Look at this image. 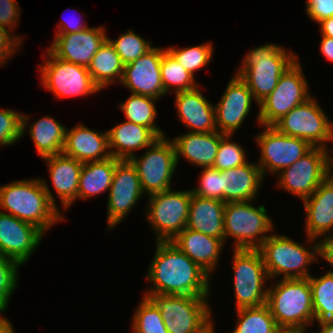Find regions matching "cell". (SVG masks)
Here are the masks:
<instances>
[{"mask_svg": "<svg viewBox=\"0 0 333 333\" xmlns=\"http://www.w3.org/2000/svg\"><path fill=\"white\" fill-rule=\"evenodd\" d=\"M156 244L146 275L153 288L145 294L209 297L210 276L171 241Z\"/></svg>", "mask_w": 333, "mask_h": 333, "instance_id": "obj_1", "label": "cell"}, {"mask_svg": "<svg viewBox=\"0 0 333 333\" xmlns=\"http://www.w3.org/2000/svg\"><path fill=\"white\" fill-rule=\"evenodd\" d=\"M0 207L8 214L35 225L45 234L55 222L65 219L46 180L41 178L0 186Z\"/></svg>", "mask_w": 333, "mask_h": 333, "instance_id": "obj_2", "label": "cell"}, {"mask_svg": "<svg viewBox=\"0 0 333 333\" xmlns=\"http://www.w3.org/2000/svg\"><path fill=\"white\" fill-rule=\"evenodd\" d=\"M267 289L266 305L281 329L306 331L307 326L313 324L312 289L308 278H282Z\"/></svg>", "mask_w": 333, "mask_h": 333, "instance_id": "obj_3", "label": "cell"}, {"mask_svg": "<svg viewBox=\"0 0 333 333\" xmlns=\"http://www.w3.org/2000/svg\"><path fill=\"white\" fill-rule=\"evenodd\" d=\"M287 51L268 43L252 49L243 58L235 74L247 84L257 104L275 89L282 74L297 60L296 54Z\"/></svg>", "mask_w": 333, "mask_h": 333, "instance_id": "obj_4", "label": "cell"}, {"mask_svg": "<svg viewBox=\"0 0 333 333\" xmlns=\"http://www.w3.org/2000/svg\"><path fill=\"white\" fill-rule=\"evenodd\" d=\"M313 244V246H312ZM269 279L284 274V279L308 278V266L321 258V242L309 248L294 242L286 235L271 234L258 248Z\"/></svg>", "mask_w": 333, "mask_h": 333, "instance_id": "obj_5", "label": "cell"}, {"mask_svg": "<svg viewBox=\"0 0 333 333\" xmlns=\"http://www.w3.org/2000/svg\"><path fill=\"white\" fill-rule=\"evenodd\" d=\"M253 201L229 202L224 208L225 242L234 238V249H258L274 229L265 206L255 207ZM266 233V234H265Z\"/></svg>", "mask_w": 333, "mask_h": 333, "instance_id": "obj_6", "label": "cell"}, {"mask_svg": "<svg viewBox=\"0 0 333 333\" xmlns=\"http://www.w3.org/2000/svg\"><path fill=\"white\" fill-rule=\"evenodd\" d=\"M160 310L169 333H200L213 320L209 297L145 294Z\"/></svg>", "mask_w": 333, "mask_h": 333, "instance_id": "obj_7", "label": "cell"}, {"mask_svg": "<svg viewBox=\"0 0 333 333\" xmlns=\"http://www.w3.org/2000/svg\"><path fill=\"white\" fill-rule=\"evenodd\" d=\"M236 310L266 304L269 280L258 249H234L233 266Z\"/></svg>", "mask_w": 333, "mask_h": 333, "instance_id": "obj_8", "label": "cell"}, {"mask_svg": "<svg viewBox=\"0 0 333 333\" xmlns=\"http://www.w3.org/2000/svg\"><path fill=\"white\" fill-rule=\"evenodd\" d=\"M191 190H172L149 196L146 219L156 232V241H172L186 228Z\"/></svg>", "mask_w": 333, "mask_h": 333, "instance_id": "obj_9", "label": "cell"}, {"mask_svg": "<svg viewBox=\"0 0 333 333\" xmlns=\"http://www.w3.org/2000/svg\"><path fill=\"white\" fill-rule=\"evenodd\" d=\"M298 59L282 74L275 89L258 105L257 121L261 126H273L294 107L311 96Z\"/></svg>", "mask_w": 333, "mask_h": 333, "instance_id": "obj_10", "label": "cell"}, {"mask_svg": "<svg viewBox=\"0 0 333 333\" xmlns=\"http://www.w3.org/2000/svg\"><path fill=\"white\" fill-rule=\"evenodd\" d=\"M328 118L311 96L278 120L273 127L282 134L307 141L312 147L328 149L326 143L333 142V123Z\"/></svg>", "mask_w": 333, "mask_h": 333, "instance_id": "obj_11", "label": "cell"}, {"mask_svg": "<svg viewBox=\"0 0 333 333\" xmlns=\"http://www.w3.org/2000/svg\"><path fill=\"white\" fill-rule=\"evenodd\" d=\"M136 167L143 192L149 196L171 189V180L177 169L173 142L166 136L159 137L141 157L130 159Z\"/></svg>", "mask_w": 333, "mask_h": 333, "instance_id": "obj_12", "label": "cell"}, {"mask_svg": "<svg viewBox=\"0 0 333 333\" xmlns=\"http://www.w3.org/2000/svg\"><path fill=\"white\" fill-rule=\"evenodd\" d=\"M44 56L46 61L39 66L41 83L56 98L94 95L101 91L87 67L55 57L48 49Z\"/></svg>", "mask_w": 333, "mask_h": 333, "instance_id": "obj_13", "label": "cell"}, {"mask_svg": "<svg viewBox=\"0 0 333 333\" xmlns=\"http://www.w3.org/2000/svg\"><path fill=\"white\" fill-rule=\"evenodd\" d=\"M264 127V131L255 137L261 150L257 165L264 177L267 170L272 174H278L290 167L312 148L301 138L282 134L273 126Z\"/></svg>", "mask_w": 333, "mask_h": 333, "instance_id": "obj_14", "label": "cell"}, {"mask_svg": "<svg viewBox=\"0 0 333 333\" xmlns=\"http://www.w3.org/2000/svg\"><path fill=\"white\" fill-rule=\"evenodd\" d=\"M326 154L327 149L312 147L279 173L278 187L305 200L326 179Z\"/></svg>", "mask_w": 333, "mask_h": 333, "instance_id": "obj_15", "label": "cell"}, {"mask_svg": "<svg viewBox=\"0 0 333 333\" xmlns=\"http://www.w3.org/2000/svg\"><path fill=\"white\" fill-rule=\"evenodd\" d=\"M144 194L136 167L130 160H120L109 189L107 225L111 230L120 223Z\"/></svg>", "mask_w": 333, "mask_h": 333, "instance_id": "obj_16", "label": "cell"}, {"mask_svg": "<svg viewBox=\"0 0 333 333\" xmlns=\"http://www.w3.org/2000/svg\"><path fill=\"white\" fill-rule=\"evenodd\" d=\"M43 236L35 225L0 211V255L25 265Z\"/></svg>", "mask_w": 333, "mask_h": 333, "instance_id": "obj_17", "label": "cell"}, {"mask_svg": "<svg viewBox=\"0 0 333 333\" xmlns=\"http://www.w3.org/2000/svg\"><path fill=\"white\" fill-rule=\"evenodd\" d=\"M253 99L247 84L235 74L218 104L214 105L217 131L232 136L249 115Z\"/></svg>", "mask_w": 333, "mask_h": 333, "instance_id": "obj_18", "label": "cell"}, {"mask_svg": "<svg viewBox=\"0 0 333 333\" xmlns=\"http://www.w3.org/2000/svg\"><path fill=\"white\" fill-rule=\"evenodd\" d=\"M165 48L153 47L146 54L124 66L121 84L131 93L145 95L159 100L165 96L161 81L160 64Z\"/></svg>", "mask_w": 333, "mask_h": 333, "instance_id": "obj_19", "label": "cell"}, {"mask_svg": "<svg viewBox=\"0 0 333 333\" xmlns=\"http://www.w3.org/2000/svg\"><path fill=\"white\" fill-rule=\"evenodd\" d=\"M103 26L89 27L77 33L56 34L48 50L58 58L88 67L92 57L108 38Z\"/></svg>", "mask_w": 333, "mask_h": 333, "instance_id": "obj_20", "label": "cell"}, {"mask_svg": "<svg viewBox=\"0 0 333 333\" xmlns=\"http://www.w3.org/2000/svg\"><path fill=\"white\" fill-rule=\"evenodd\" d=\"M62 153L82 163L106 160L112 157L108 131L99 133L82 123L70 130L67 128Z\"/></svg>", "mask_w": 333, "mask_h": 333, "instance_id": "obj_21", "label": "cell"}, {"mask_svg": "<svg viewBox=\"0 0 333 333\" xmlns=\"http://www.w3.org/2000/svg\"><path fill=\"white\" fill-rule=\"evenodd\" d=\"M175 107L178 118L192 133L217 131L215 107L201 93L199 87L175 94Z\"/></svg>", "mask_w": 333, "mask_h": 333, "instance_id": "obj_22", "label": "cell"}, {"mask_svg": "<svg viewBox=\"0 0 333 333\" xmlns=\"http://www.w3.org/2000/svg\"><path fill=\"white\" fill-rule=\"evenodd\" d=\"M303 203L308 242L319 239V236H323V240L328 238L333 228V184L325 179Z\"/></svg>", "mask_w": 333, "mask_h": 333, "instance_id": "obj_23", "label": "cell"}, {"mask_svg": "<svg viewBox=\"0 0 333 333\" xmlns=\"http://www.w3.org/2000/svg\"><path fill=\"white\" fill-rule=\"evenodd\" d=\"M221 201H255L263 181L261 168L256 163L247 162L241 166L220 171Z\"/></svg>", "mask_w": 333, "mask_h": 333, "instance_id": "obj_24", "label": "cell"}, {"mask_svg": "<svg viewBox=\"0 0 333 333\" xmlns=\"http://www.w3.org/2000/svg\"><path fill=\"white\" fill-rule=\"evenodd\" d=\"M171 242L209 276L216 268L220 251L226 244L222 239L189 228H184Z\"/></svg>", "mask_w": 333, "mask_h": 333, "instance_id": "obj_25", "label": "cell"}, {"mask_svg": "<svg viewBox=\"0 0 333 333\" xmlns=\"http://www.w3.org/2000/svg\"><path fill=\"white\" fill-rule=\"evenodd\" d=\"M224 136L218 131L211 133L189 131L173 138L171 141L175 147L177 164L182 156L193 165L203 168L213 167L220 140Z\"/></svg>", "mask_w": 333, "mask_h": 333, "instance_id": "obj_26", "label": "cell"}, {"mask_svg": "<svg viewBox=\"0 0 333 333\" xmlns=\"http://www.w3.org/2000/svg\"><path fill=\"white\" fill-rule=\"evenodd\" d=\"M159 137L147 127L129 121L108 130L109 151L119 160H130L136 150L146 149Z\"/></svg>", "mask_w": 333, "mask_h": 333, "instance_id": "obj_27", "label": "cell"}, {"mask_svg": "<svg viewBox=\"0 0 333 333\" xmlns=\"http://www.w3.org/2000/svg\"><path fill=\"white\" fill-rule=\"evenodd\" d=\"M49 169L50 179L64 209L78 199L79 176L82 162L63 153L43 158Z\"/></svg>", "mask_w": 333, "mask_h": 333, "instance_id": "obj_28", "label": "cell"}, {"mask_svg": "<svg viewBox=\"0 0 333 333\" xmlns=\"http://www.w3.org/2000/svg\"><path fill=\"white\" fill-rule=\"evenodd\" d=\"M225 202L192 194L186 228L222 239Z\"/></svg>", "mask_w": 333, "mask_h": 333, "instance_id": "obj_29", "label": "cell"}, {"mask_svg": "<svg viewBox=\"0 0 333 333\" xmlns=\"http://www.w3.org/2000/svg\"><path fill=\"white\" fill-rule=\"evenodd\" d=\"M119 159L110 157L102 161L83 163L78 185V198L88 199L109 191Z\"/></svg>", "mask_w": 333, "mask_h": 333, "instance_id": "obj_30", "label": "cell"}, {"mask_svg": "<svg viewBox=\"0 0 333 333\" xmlns=\"http://www.w3.org/2000/svg\"><path fill=\"white\" fill-rule=\"evenodd\" d=\"M66 129L57 119L46 115L29 126V134L42 158L62 153Z\"/></svg>", "mask_w": 333, "mask_h": 333, "instance_id": "obj_31", "label": "cell"}, {"mask_svg": "<svg viewBox=\"0 0 333 333\" xmlns=\"http://www.w3.org/2000/svg\"><path fill=\"white\" fill-rule=\"evenodd\" d=\"M124 64L108 39L104 41L87 67L100 90L115 82H121Z\"/></svg>", "mask_w": 333, "mask_h": 333, "instance_id": "obj_32", "label": "cell"}, {"mask_svg": "<svg viewBox=\"0 0 333 333\" xmlns=\"http://www.w3.org/2000/svg\"><path fill=\"white\" fill-rule=\"evenodd\" d=\"M156 100L158 99L131 93L125 102L120 103L119 109L124 112L126 121L150 128L158 137H163L166 135L155 124Z\"/></svg>", "mask_w": 333, "mask_h": 333, "instance_id": "obj_33", "label": "cell"}, {"mask_svg": "<svg viewBox=\"0 0 333 333\" xmlns=\"http://www.w3.org/2000/svg\"><path fill=\"white\" fill-rule=\"evenodd\" d=\"M236 312L238 319L232 333H278L281 330L266 304Z\"/></svg>", "mask_w": 333, "mask_h": 333, "instance_id": "obj_34", "label": "cell"}, {"mask_svg": "<svg viewBox=\"0 0 333 333\" xmlns=\"http://www.w3.org/2000/svg\"><path fill=\"white\" fill-rule=\"evenodd\" d=\"M312 289L314 321L333 322V274L327 271L320 277H308Z\"/></svg>", "mask_w": 333, "mask_h": 333, "instance_id": "obj_35", "label": "cell"}, {"mask_svg": "<svg viewBox=\"0 0 333 333\" xmlns=\"http://www.w3.org/2000/svg\"><path fill=\"white\" fill-rule=\"evenodd\" d=\"M160 70L165 93H169L172 88L175 89L176 93L198 87V84L195 83L196 78L182 67L167 49L163 51Z\"/></svg>", "mask_w": 333, "mask_h": 333, "instance_id": "obj_36", "label": "cell"}, {"mask_svg": "<svg viewBox=\"0 0 333 333\" xmlns=\"http://www.w3.org/2000/svg\"><path fill=\"white\" fill-rule=\"evenodd\" d=\"M131 326L134 333H169L160 310L147 296L142 298L140 305L135 310Z\"/></svg>", "mask_w": 333, "mask_h": 333, "instance_id": "obj_37", "label": "cell"}, {"mask_svg": "<svg viewBox=\"0 0 333 333\" xmlns=\"http://www.w3.org/2000/svg\"><path fill=\"white\" fill-rule=\"evenodd\" d=\"M189 73H194L207 66L213 57V45L211 42L187 48H166Z\"/></svg>", "mask_w": 333, "mask_h": 333, "instance_id": "obj_38", "label": "cell"}, {"mask_svg": "<svg viewBox=\"0 0 333 333\" xmlns=\"http://www.w3.org/2000/svg\"><path fill=\"white\" fill-rule=\"evenodd\" d=\"M113 45L124 65H127L150 51L153 46L150 41L134 33L131 29L121 34L116 40L107 38Z\"/></svg>", "mask_w": 333, "mask_h": 333, "instance_id": "obj_39", "label": "cell"}, {"mask_svg": "<svg viewBox=\"0 0 333 333\" xmlns=\"http://www.w3.org/2000/svg\"><path fill=\"white\" fill-rule=\"evenodd\" d=\"M29 119L12 109H0V147L13 145L23 137Z\"/></svg>", "mask_w": 333, "mask_h": 333, "instance_id": "obj_40", "label": "cell"}, {"mask_svg": "<svg viewBox=\"0 0 333 333\" xmlns=\"http://www.w3.org/2000/svg\"><path fill=\"white\" fill-rule=\"evenodd\" d=\"M231 138V135H225L220 140L213 168L224 171L248 162L243 147L236 142H232Z\"/></svg>", "mask_w": 333, "mask_h": 333, "instance_id": "obj_41", "label": "cell"}, {"mask_svg": "<svg viewBox=\"0 0 333 333\" xmlns=\"http://www.w3.org/2000/svg\"><path fill=\"white\" fill-rule=\"evenodd\" d=\"M20 266L17 261L0 255V313L6 310L10 297L17 288Z\"/></svg>", "mask_w": 333, "mask_h": 333, "instance_id": "obj_42", "label": "cell"}, {"mask_svg": "<svg viewBox=\"0 0 333 333\" xmlns=\"http://www.w3.org/2000/svg\"><path fill=\"white\" fill-rule=\"evenodd\" d=\"M199 183L197 188L191 189L192 194L221 201L220 170L213 167L203 168Z\"/></svg>", "mask_w": 333, "mask_h": 333, "instance_id": "obj_43", "label": "cell"}, {"mask_svg": "<svg viewBox=\"0 0 333 333\" xmlns=\"http://www.w3.org/2000/svg\"><path fill=\"white\" fill-rule=\"evenodd\" d=\"M6 27L0 25V66L5 64L11 58V54H16L19 46L22 44L23 38H19L18 35L10 34Z\"/></svg>", "mask_w": 333, "mask_h": 333, "instance_id": "obj_44", "label": "cell"}, {"mask_svg": "<svg viewBox=\"0 0 333 333\" xmlns=\"http://www.w3.org/2000/svg\"><path fill=\"white\" fill-rule=\"evenodd\" d=\"M20 11L16 0H0V25L12 32L19 23Z\"/></svg>", "mask_w": 333, "mask_h": 333, "instance_id": "obj_45", "label": "cell"}, {"mask_svg": "<svg viewBox=\"0 0 333 333\" xmlns=\"http://www.w3.org/2000/svg\"><path fill=\"white\" fill-rule=\"evenodd\" d=\"M305 8L311 20L317 23L333 16V0H306Z\"/></svg>", "mask_w": 333, "mask_h": 333, "instance_id": "obj_46", "label": "cell"}, {"mask_svg": "<svg viewBox=\"0 0 333 333\" xmlns=\"http://www.w3.org/2000/svg\"><path fill=\"white\" fill-rule=\"evenodd\" d=\"M69 19L71 18H68V20L63 19L65 22L62 21L60 24H58V30H56V34L77 33L89 28V26L85 23L82 24L80 21L76 22L77 20L73 19V21H71Z\"/></svg>", "mask_w": 333, "mask_h": 333, "instance_id": "obj_47", "label": "cell"}, {"mask_svg": "<svg viewBox=\"0 0 333 333\" xmlns=\"http://www.w3.org/2000/svg\"><path fill=\"white\" fill-rule=\"evenodd\" d=\"M321 242V257L325 258V260L333 267V234L324 240H320ZM333 274V271H329Z\"/></svg>", "mask_w": 333, "mask_h": 333, "instance_id": "obj_48", "label": "cell"}, {"mask_svg": "<svg viewBox=\"0 0 333 333\" xmlns=\"http://www.w3.org/2000/svg\"><path fill=\"white\" fill-rule=\"evenodd\" d=\"M320 51L328 61L333 62V38L322 36Z\"/></svg>", "mask_w": 333, "mask_h": 333, "instance_id": "obj_49", "label": "cell"}, {"mask_svg": "<svg viewBox=\"0 0 333 333\" xmlns=\"http://www.w3.org/2000/svg\"><path fill=\"white\" fill-rule=\"evenodd\" d=\"M320 31L322 36L333 38V16L320 21Z\"/></svg>", "mask_w": 333, "mask_h": 333, "instance_id": "obj_50", "label": "cell"}, {"mask_svg": "<svg viewBox=\"0 0 333 333\" xmlns=\"http://www.w3.org/2000/svg\"><path fill=\"white\" fill-rule=\"evenodd\" d=\"M333 155L326 154V180H328L331 184H333Z\"/></svg>", "mask_w": 333, "mask_h": 333, "instance_id": "obj_51", "label": "cell"}, {"mask_svg": "<svg viewBox=\"0 0 333 333\" xmlns=\"http://www.w3.org/2000/svg\"><path fill=\"white\" fill-rule=\"evenodd\" d=\"M320 331L314 333H333V322H318Z\"/></svg>", "mask_w": 333, "mask_h": 333, "instance_id": "obj_52", "label": "cell"}, {"mask_svg": "<svg viewBox=\"0 0 333 333\" xmlns=\"http://www.w3.org/2000/svg\"><path fill=\"white\" fill-rule=\"evenodd\" d=\"M0 333H15L12 323L8 319L0 326Z\"/></svg>", "mask_w": 333, "mask_h": 333, "instance_id": "obj_53", "label": "cell"}, {"mask_svg": "<svg viewBox=\"0 0 333 333\" xmlns=\"http://www.w3.org/2000/svg\"><path fill=\"white\" fill-rule=\"evenodd\" d=\"M214 326H213V321L204 329L202 330L200 333H215L214 331Z\"/></svg>", "mask_w": 333, "mask_h": 333, "instance_id": "obj_54", "label": "cell"}, {"mask_svg": "<svg viewBox=\"0 0 333 333\" xmlns=\"http://www.w3.org/2000/svg\"><path fill=\"white\" fill-rule=\"evenodd\" d=\"M278 333H306L304 330H285L281 329Z\"/></svg>", "mask_w": 333, "mask_h": 333, "instance_id": "obj_55", "label": "cell"}, {"mask_svg": "<svg viewBox=\"0 0 333 333\" xmlns=\"http://www.w3.org/2000/svg\"><path fill=\"white\" fill-rule=\"evenodd\" d=\"M7 320V318L3 317L0 313V326Z\"/></svg>", "mask_w": 333, "mask_h": 333, "instance_id": "obj_56", "label": "cell"}]
</instances>
